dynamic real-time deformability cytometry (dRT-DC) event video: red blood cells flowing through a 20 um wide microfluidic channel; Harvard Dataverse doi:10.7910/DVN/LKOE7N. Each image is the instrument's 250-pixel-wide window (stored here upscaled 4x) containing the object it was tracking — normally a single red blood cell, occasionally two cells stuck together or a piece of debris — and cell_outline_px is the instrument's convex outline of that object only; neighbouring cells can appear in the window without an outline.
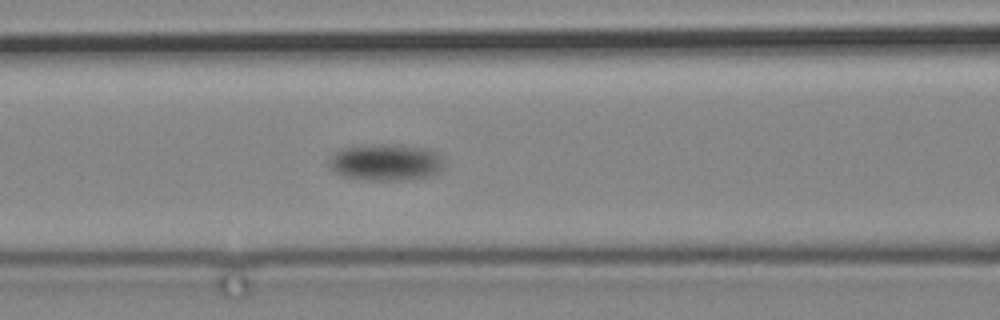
{"species": "common noctule bat (a hibernating species)", "species_latin": "Nyctalus noctula", "temperature_condition": "cold", "stored_images_in_passage": 14, "camera_frame_rate_fps": 3000, "um_per_image_px": 0.085, "animal": {"sex": "male", "body_mass_g": 19.2, "forearm_length_mm": 51.8}, "frame": {"image": 1, "passage_image": 14, "time_ms": 15.667, "image_size_px": [1000, 320], "cell_outline_px": [[444, 168], [440, 172], [416, 180], [368, 180], [340, 176], [332, 172], [328, 164], [328, 160], [336, 152], [344, 148], [372, 144], [384, 144], [428, 148], [436, 152], [440, 156]], "centroid_in_image_um": [32.79, 13.82], "position_along_channel_um": 133.8, "area_um2": 24.85}}